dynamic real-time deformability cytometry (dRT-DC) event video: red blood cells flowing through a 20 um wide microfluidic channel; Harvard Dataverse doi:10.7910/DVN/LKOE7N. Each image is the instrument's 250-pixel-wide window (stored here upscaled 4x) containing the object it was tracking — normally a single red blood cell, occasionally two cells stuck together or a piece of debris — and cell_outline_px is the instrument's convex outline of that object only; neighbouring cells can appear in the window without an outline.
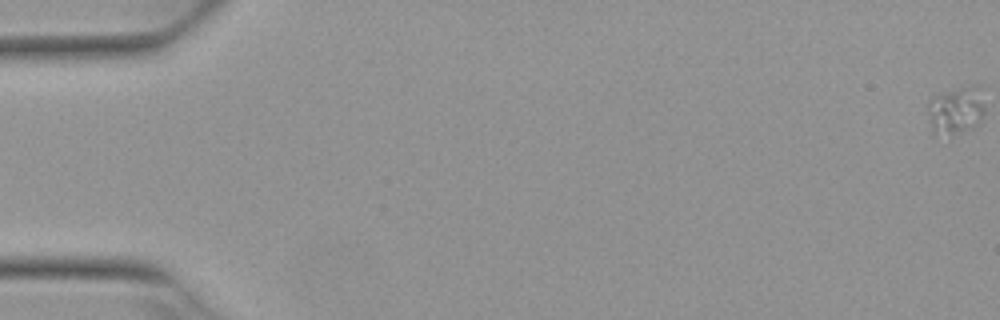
{"species": "Egyptian fruit bat (a non-hibernating species)", "species_latin": "Rousettus aegyptiacus", "temperature_condition": "warm", "stored_images_in_passage": 5, "camera_frame_rate_fps": 3000, "um_per_image_px": 0.085, "animal": {"sex": "female"}, "frame": {"image": 1, "passage_image": 1, "time_ms": 0.0, "image_size_px": [1000, 320], "cell_outline_px": [[984, 112], [980, 120], [972, 128], [960, 132], [948, 132], [932, 128], [928, 120], [928, 100], [932, 96], [968, 84], [976, 84], [984, 104]], "centroid_in_image_um": [81.27, 9.28], "position_along_channel_um": 3.7, "area_um2": 15.32}}